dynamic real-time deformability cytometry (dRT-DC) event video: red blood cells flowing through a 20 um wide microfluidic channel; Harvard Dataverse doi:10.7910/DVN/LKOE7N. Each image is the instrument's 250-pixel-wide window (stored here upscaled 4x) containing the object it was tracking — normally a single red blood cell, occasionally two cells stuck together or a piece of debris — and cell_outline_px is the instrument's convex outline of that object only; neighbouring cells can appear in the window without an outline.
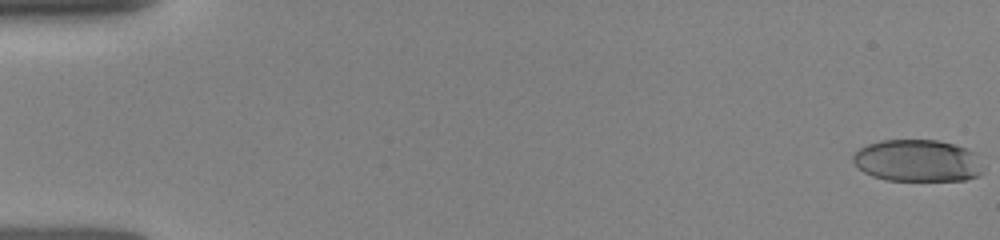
{"species": "human", "species_latin": "Homo sapiens", "temperature_condition": "room temperature", "stored_images_in_passage": 43, "camera_frame_rate_fps": 3000, "um_per_image_px": 0.085, "donor": {"sex": "female"}, "frame": {"image": 1, "passage_image": 1, "time_ms": 0.0, "image_size_px": [1000, 240], "cell_outline_px": [[980, 176], [964, 180], [884, 180], [872, 176], [864, 172], [852, 160], [852, 156], [860, 148], [868, 144], [880, 140], [936, 140], [968, 148], [976, 152], [980, 172]], "centroid_in_image_um": [77.96, 13.65], "position_along_channel_um": 7.0, "area_um2": 31.67}}
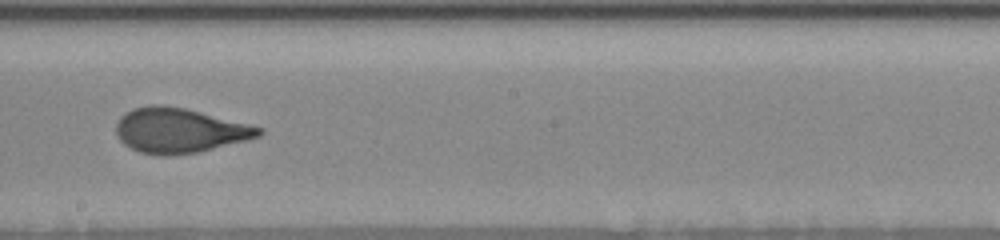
{"frame": {"image": 2, "passage_image": 22, "time_ms": 9.333, "image_size_px": [1000, 240], "cell_outline_px": [[264, 132], [260, 136], [248, 140], [200, 152], [164, 156], [160, 156], [140, 152], [124, 144], [120, 140], [116, 132], [116, 124], [120, 116], [132, 108], [152, 104], [160, 104], [184, 108], [264, 128]], "centroid_in_image_um": [15.25, 11.09], "position_along_channel_um": 233.0, "area_um2": 37.34}}
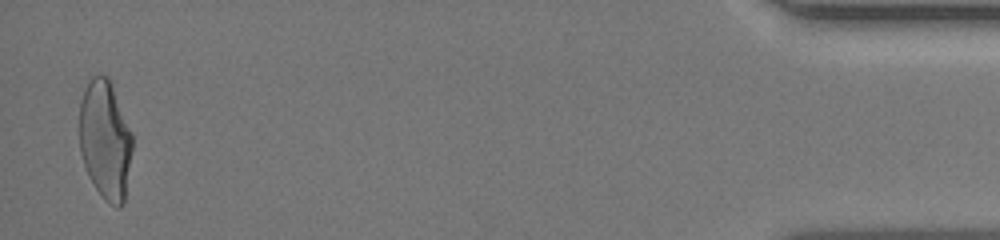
{"frame": {"image": 3, "passage_image": 43, "time_ms": 16.0, "image_size_px": [1000, 240], "cell_outline_px": [[132, 148], [124, 204], [120, 208], [116, 208], [108, 204], [104, 200], [88, 176], [80, 152], [80, 100], [84, 88], [88, 80], [92, 76], [108, 76], [132, 132]], "centroid_in_image_um": [8.94, 11.92], "position_along_channel_um": 426.3, "area_um2": 36.88}}